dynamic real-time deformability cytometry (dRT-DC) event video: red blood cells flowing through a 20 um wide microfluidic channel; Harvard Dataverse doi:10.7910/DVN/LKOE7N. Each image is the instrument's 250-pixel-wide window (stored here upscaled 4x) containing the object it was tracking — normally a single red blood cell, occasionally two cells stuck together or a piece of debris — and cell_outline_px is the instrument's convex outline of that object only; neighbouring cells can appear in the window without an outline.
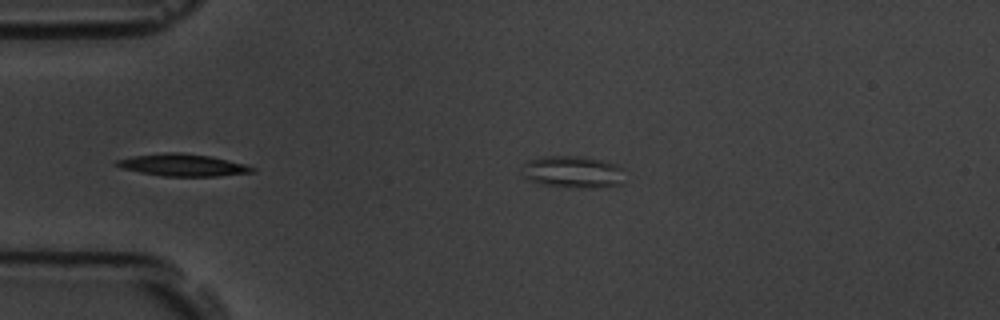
{"species": "common noctule bat (a hibernating species)", "species_latin": "Nyctalus noctula", "temperature_condition": "room temperature", "stored_images_in_passage": 6, "segment_of_instrument_passage": [2, 2], "camera_frame_rate_fps": 3000, "um_per_image_px": 0.085, "animal": {"sex": "male", "body_mass_g": 19.5, "forearm_length_mm": 54.6}, "frame": {"image": 1, "passage_image": 6, "time_ms": 6.0, "image_size_px": [1000, 320], "cell_outline_px": [[624, 184], [604, 188], [568, 188], [540, 184], [524, 176], [524, 164], [528, 160], [540, 156], [580, 156], [600, 160], [616, 164], [624, 168]], "centroid_in_image_um": [48.78, 14.63], "position_along_channel_um": 36.2, "area_um2": 19.59}}